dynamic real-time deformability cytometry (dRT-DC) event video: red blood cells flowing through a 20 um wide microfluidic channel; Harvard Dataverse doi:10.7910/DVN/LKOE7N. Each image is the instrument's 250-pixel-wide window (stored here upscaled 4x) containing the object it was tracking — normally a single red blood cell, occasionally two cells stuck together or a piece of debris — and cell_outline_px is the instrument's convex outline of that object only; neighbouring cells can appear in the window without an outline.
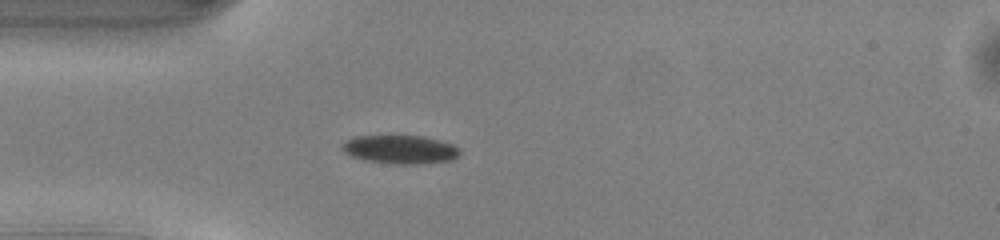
{"species": "common noctule bat (a hibernating species)", "species_latin": "Nyctalus noctula", "temperature_condition": "warm", "stored_images_in_passage": 37, "camera_frame_rate_fps": 3000, "um_per_image_px": 0.085, "animal": {"sex": "male", "body_mass_g": 13.0, "forearm_length_mm": 53.1}, "frame": {"image": 1, "passage_image": 1, "time_ms": 0.0, "image_size_px": [1000, 240], "cell_outline_px": [[460, 152], [452, 160], [420, 164], [392, 164], [364, 160], [352, 156], [344, 152], [340, 148], [340, 144], [356, 136], [424, 136], [440, 140], [452, 144], [460, 148]], "centroid_in_image_um": [34.01, 12.71], "position_along_channel_um": 51.0, "area_um2": 19.65}}
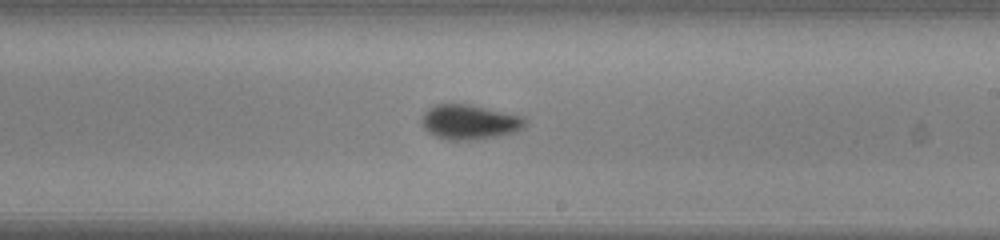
{"frame": {"image": 2, "passage_image": 16, "time_ms": 5.0, "image_size_px": [1000, 240], "cell_outline_px": [[524, 128], [516, 132], [476, 140], [448, 140], [436, 136], [428, 132], [424, 128], [424, 112], [428, 108], [436, 104], [472, 104], [520, 116], [524, 120]], "centroid_in_image_um": [39.9, 10.37], "position_along_channel_um": 249.1, "area_um2": 20.69}}
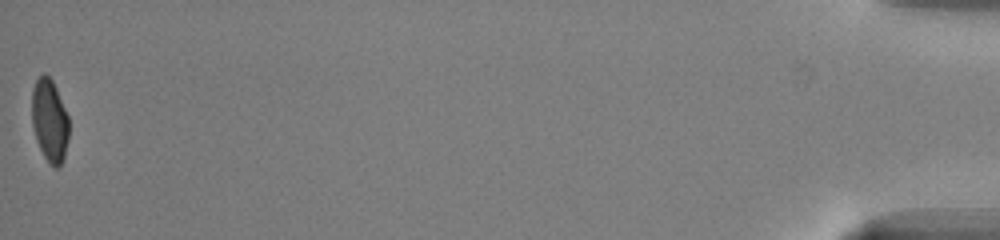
{"frame": {"image": 3, "passage_image": 37, "time_ms": 12.0, "image_size_px": [1000, 240], "cell_outline_px": [[68, 140], [64, 156], [60, 164], [56, 168], [44, 156], [36, 140], [32, 124], [32, 88], [36, 80], [44, 72], [52, 80], [56, 88], [68, 116]], "centroid_in_image_um": [4.2, 10.21], "position_along_channel_um": 431.0, "area_um2": 17.63}, "authors_computed_cell_mechanics": {"area_um2": 19.8832, "velocity_mm_per_s": 4.1306, "shape_relaxation_time_tau1_ms": 2.1315, "shape_relaxation_time_tau2_ms": 3.6903, "deformation_change_tau1": 0.1116, "deformation_change_tau2": 0.0451}}